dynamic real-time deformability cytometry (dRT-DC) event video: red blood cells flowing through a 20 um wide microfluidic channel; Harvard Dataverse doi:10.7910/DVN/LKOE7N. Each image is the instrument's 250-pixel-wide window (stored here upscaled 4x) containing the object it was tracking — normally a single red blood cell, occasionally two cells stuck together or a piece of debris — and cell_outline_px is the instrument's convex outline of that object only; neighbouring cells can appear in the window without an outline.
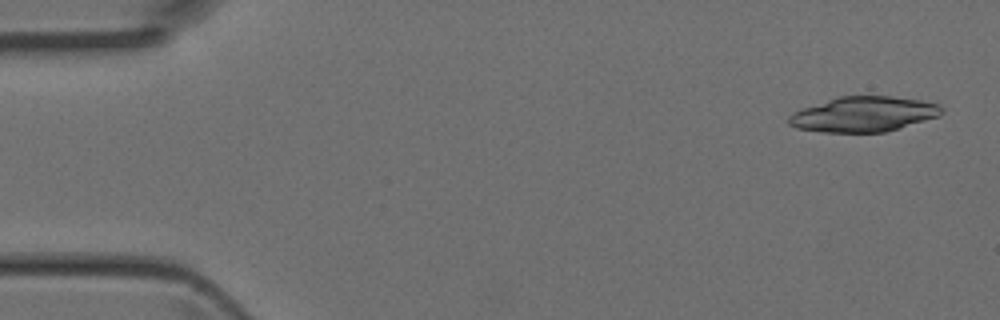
{"species": "Egyptian fruit bat (a non-hibernating species)", "species_latin": "Rousettus aegyptiacus", "temperature_condition": "room temperature", "stored_images_in_passage": 4, "camera_frame_rate_fps": 3000, "um_per_image_px": 0.085, "animal": {"sex": "female"}, "frame": {"image": 1, "passage_image": 1, "time_ms": 0.0, "image_size_px": [1000, 320], "cell_outline_px": [[944, 112], [940, 116], [884, 132], [824, 132], [796, 128], [788, 124], [788, 116], [792, 112], [840, 96], [892, 96], [920, 100], [940, 104], [944, 108]], "centroid_in_image_um": [73.43, 9.71], "position_along_channel_um": 11.6, "area_um2": 31.21}}